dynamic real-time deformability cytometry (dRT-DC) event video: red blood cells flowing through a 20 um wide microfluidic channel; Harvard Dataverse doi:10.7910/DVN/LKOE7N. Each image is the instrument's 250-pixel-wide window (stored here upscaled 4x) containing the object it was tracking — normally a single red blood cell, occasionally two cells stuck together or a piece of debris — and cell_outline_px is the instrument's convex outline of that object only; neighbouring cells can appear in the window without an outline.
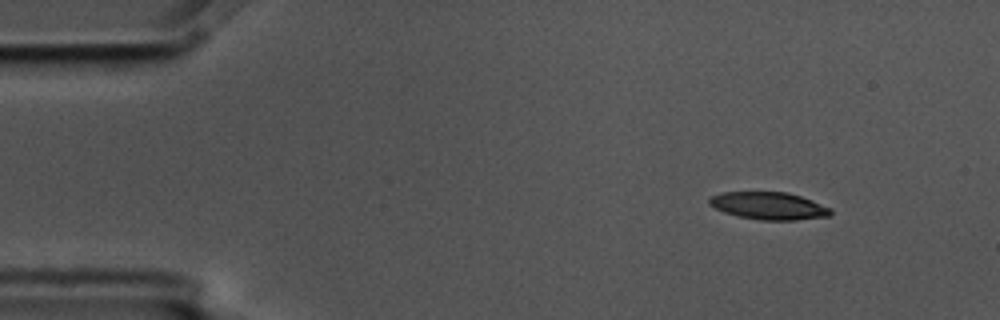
{"species": "common noctule bat (a hibernating species)", "species_latin": "Nyctalus noctula", "temperature_condition": "cold", "stored_images_in_passage": 6, "camera_frame_rate_fps": 3000, "um_per_image_px": 0.085, "animal": {"sex": "male", "body_mass_g": 17.5, "forearm_length_mm": 52.3}, "frame": {"image": 1, "passage_image": 1, "time_ms": 0.0, "image_size_px": [1000, 320], "cell_outline_px": [[832, 212], [828, 216], [796, 220], [760, 220], [740, 216], [724, 212], [708, 204], [708, 200], [712, 196], [720, 192], [788, 192], [812, 200], [832, 208]], "centroid_in_image_um": [65.36, 17.49], "position_along_channel_um": 19.6, "area_um2": 19.36}}
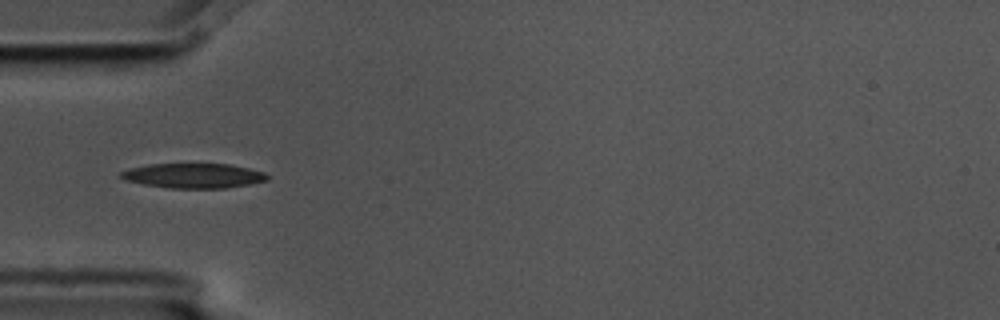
{"frame": {"image": 2, "passage_image": 4, "time_ms": 1.0, "image_size_px": [1000, 320], "cell_outline_px": [[268, 180], [248, 184], [224, 188], [168, 188], [144, 184], [124, 180], [120, 176], [120, 172], [132, 168], [148, 164], [228, 164], [248, 168], [264, 172], [268, 176]], "centroid_in_image_um": [16.44, 14.93], "position_along_channel_um": 68.6, "area_um2": 20.92}}